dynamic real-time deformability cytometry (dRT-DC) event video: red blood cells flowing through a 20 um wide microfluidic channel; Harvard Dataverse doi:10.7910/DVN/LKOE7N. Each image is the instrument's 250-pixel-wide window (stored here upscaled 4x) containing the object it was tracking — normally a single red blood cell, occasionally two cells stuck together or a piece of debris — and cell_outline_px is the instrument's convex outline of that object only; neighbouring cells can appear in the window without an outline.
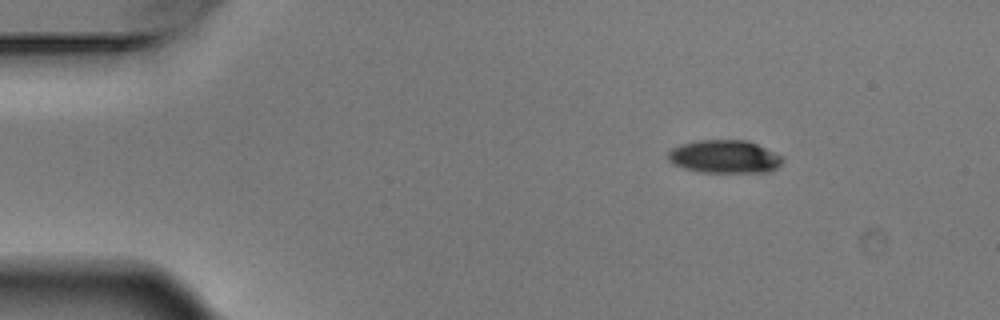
{"species": "Egyptian fruit bat (a non-hibernating species)", "species_latin": "Rousettus aegyptiacus", "temperature_condition": "warm", "stored_images_in_passage": 6, "camera_frame_rate_fps": 3000, "um_per_image_px": 0.085, "animal": {"sex": "male"}, "frame": {"image": 1, "passage_image": 2, "time_ms": 0.333, "image_size_px": [1000, 320], "cell_outline_px": [[784, 160], [776, 168], [768, 172], [704, 172], [684, 168], [672, 164], [668, 160], [668, 152], [672, 148], [680, 144], [696, 140], [748, 140], [780, 156]], "centroid_in_image_um": [61.53, 13.31], "position_along_channel_um": 23.5, "area_um2": 21.91}}
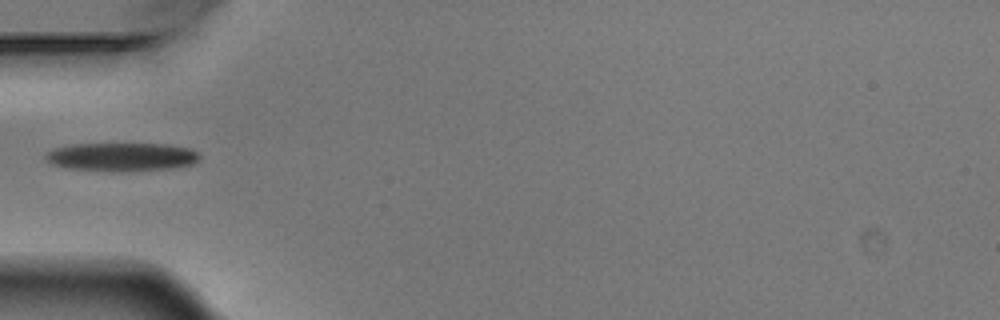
{"frame": {"image": 2, "passage_image": 5, "time_ms": 1.333, "image_size_px": [1000, 320], "cell_outline_px": [[200, 156], [192, 164], [172, 168], [120, 172], [112, 172], [68, 168], [52, 164], [44, 156], [48, 152], [56, 148], [72, 144], [168, 144], [192, 148], [200, 152]], "centroid_in_image_um": [10.38, 13.34], "position_along_channel_um": 74.6, "area_um2": 25.66}}
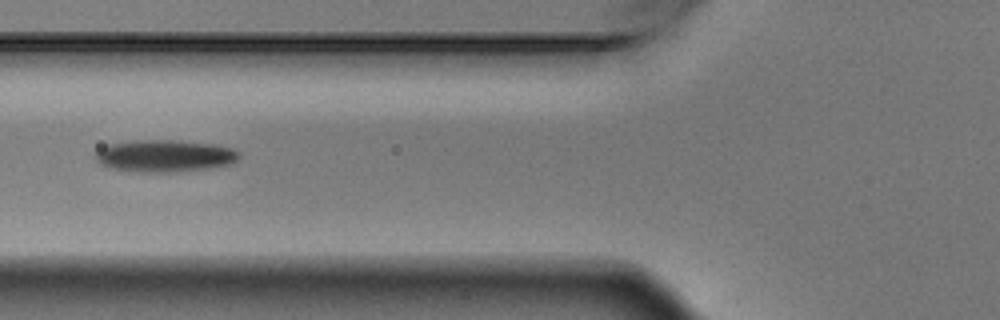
{"frame": {"image": 3, "passage_image": 6, "time_ms": 1.667, "image_size_px": [1000, 320], "cell_outline_px": [[240, 156], [232, 164], [212, 168], [176, 172], [148, 172], [112, 168], [100, 164], [96, 160], [96, 152], [100, 148], [108, 144], [132, 140], [180, 140], [216, 144], [232, 148], [240, 152]], "centroid_in_image_um": [14.05, 13.24], "position_along_channel_um": 111.7, "area_um2": 27.11}}